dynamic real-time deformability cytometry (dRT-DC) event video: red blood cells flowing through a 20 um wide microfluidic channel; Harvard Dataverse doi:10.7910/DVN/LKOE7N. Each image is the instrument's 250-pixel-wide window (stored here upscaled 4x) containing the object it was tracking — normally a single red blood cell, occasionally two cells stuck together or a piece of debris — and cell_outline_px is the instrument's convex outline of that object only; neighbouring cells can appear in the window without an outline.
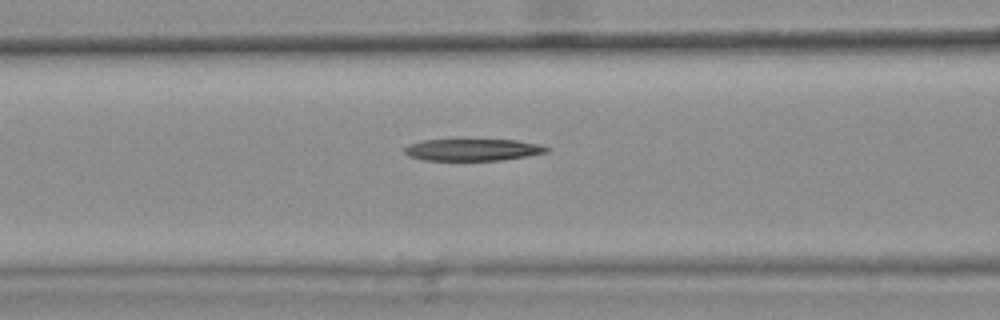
{"species": "common noctule bat (a hibernating species)", "species_latin": "Nyctalus noctula", "temperature_condition": "warm", "stored_images_in_passage": 47, "camera_frame_rate_fps": 3000, "um_per_image_px": 0.085, "animal": {"sex": "female", "body_mass_g": 25.1}, "frame": {"image": 1, "passage_image": 21, "time_ms": 6.667, "image_size_px": [1000, 320], "cell_outline_px": [[548, 152], [528, 156], [500, 160], [424, 160], [408, 156], [404, 152], [404, 148], [408, 144], [420, 140], [456, 136], [516, 140], [544, 144], [548, 148]], "centroid_in_image_um": [40.14, 12.66], "position_along_channel_um": 126.5, "area_um2": 19.59}}